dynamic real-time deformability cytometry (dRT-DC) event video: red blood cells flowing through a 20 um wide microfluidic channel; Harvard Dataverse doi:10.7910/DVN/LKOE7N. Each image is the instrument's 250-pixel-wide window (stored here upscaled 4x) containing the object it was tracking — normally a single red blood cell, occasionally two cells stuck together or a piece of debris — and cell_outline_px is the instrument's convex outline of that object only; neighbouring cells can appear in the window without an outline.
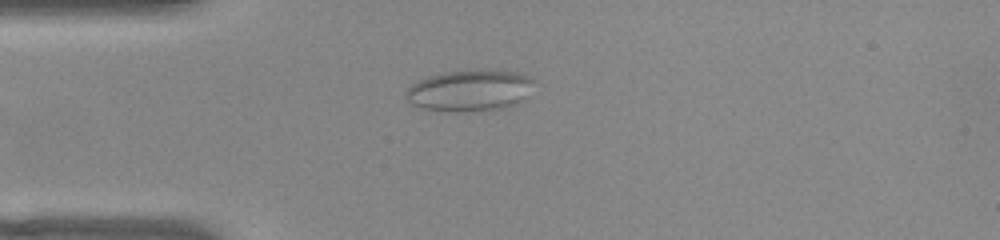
{"species": "common noctule bat (a hibernating species)", "species_latin": "Nyctalus noctula", "temperature_condition": "warm", "stored_images_in_passage": 51, "camera_frame_rate_fps": 3000, "um_per_image_px": 0.085, "animal": {"sex": "female", "body_mass_g": 22.0, "forearm_length_mm": 56.7}, "frame": {"image": 1, "passage_image": 13, "time_ms": 4.0, "image_size_px": [1000, 240], "cell_outline_px": [[532, 80], [524, 100], [516, 104], [504, 108], [456, 112], [448, 112], [420, 108], [412, 104], [404, 96], [404, 92], [412, 84], [428, 76], [444, 72], [468, 68], [496, 68], [516, 72], [528, 76]], "centroid_in_image_um": [39.89, 7.66], "position_along_channel_um": 45.1, "area_um2": 31.5}}
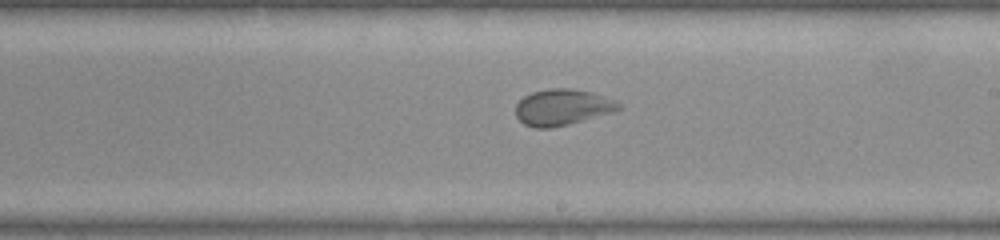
{"frame": {"image": 2, "passage_image": 29, "time_ms": 9.333, "image_size_px": [1000, 240], "cell_outline_px": [[624, 108], [612, 112], [568, 124], [552, 128], [532, 128], [524, 124], [516, 116], [516, 104], [524, 96], [532, 92], [552, 88], [568, 88], [588, 92], [616, 100]], "centroid_in_image_um": [47.78, 9.12], "position_along_channel_um": 241.2, "area_um2": 21.5}}
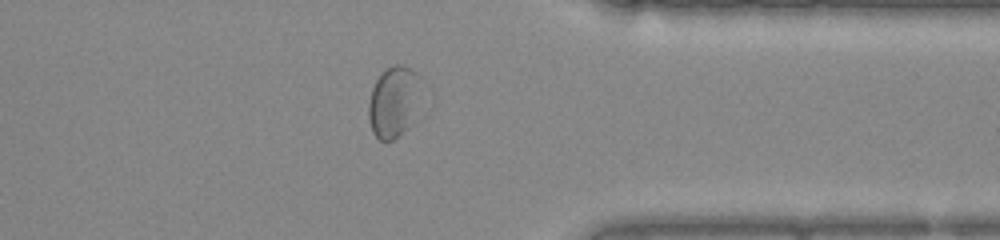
{"frame": {"image": 3, "passage_image": 40, "time_ms": 13.0, "image_size_px": [1000, 240], "cell_outline_px": [[420, 80], [412, 124], [392, 140], [380, 140], [372, 132], [368, 116], [368, 104], [372, 88], [376, 80], [392, 64], [404, 64], [412, 68], [420, 76]], "centroid_in_image_um": [33.43, 8.63], "position_along_channel_um": 378.0, "area_um2": 21.5}}